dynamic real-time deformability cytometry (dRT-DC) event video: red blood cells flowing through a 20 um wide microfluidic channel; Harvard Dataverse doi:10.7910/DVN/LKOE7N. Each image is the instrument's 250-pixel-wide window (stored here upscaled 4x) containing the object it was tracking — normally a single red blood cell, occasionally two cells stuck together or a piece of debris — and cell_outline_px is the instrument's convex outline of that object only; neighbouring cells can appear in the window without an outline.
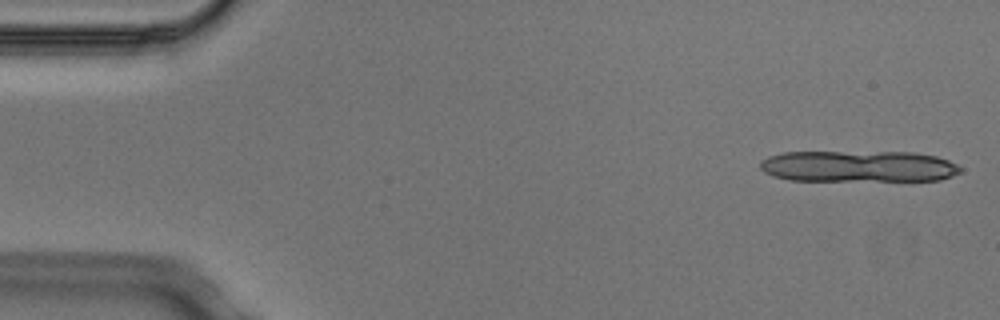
{"species": "Egyptian fruit bat (a non-hibernating species)", "species_latin": "Rousettus aegyptiacus", "temperature_condition": "cold", "stored_images_in_passage": 5, "segment_of_instrument_passage": [1, 2], "camera_frame_rate_fps": 3000, "um_per_image_px": 0.085, "animal": {"sex": "male"}, "frame": {"image": 1, "passage_image": 1, "time_ms": 0.0, "image_size_px": [1000, 320], "cell_outline_px": [[964, 168], [960, 172], [952, 176], [940, 180], [792, 180], [772, 176], [764, 172], [760, 168], [760, 160], [768, 156], [784, 152], [916, 152], [936, 156], [948, 160]], "centroid_in_image_um": [72.97, 14.13], "position_along_channel_um": 12.0, "area_um2": 36.76}}